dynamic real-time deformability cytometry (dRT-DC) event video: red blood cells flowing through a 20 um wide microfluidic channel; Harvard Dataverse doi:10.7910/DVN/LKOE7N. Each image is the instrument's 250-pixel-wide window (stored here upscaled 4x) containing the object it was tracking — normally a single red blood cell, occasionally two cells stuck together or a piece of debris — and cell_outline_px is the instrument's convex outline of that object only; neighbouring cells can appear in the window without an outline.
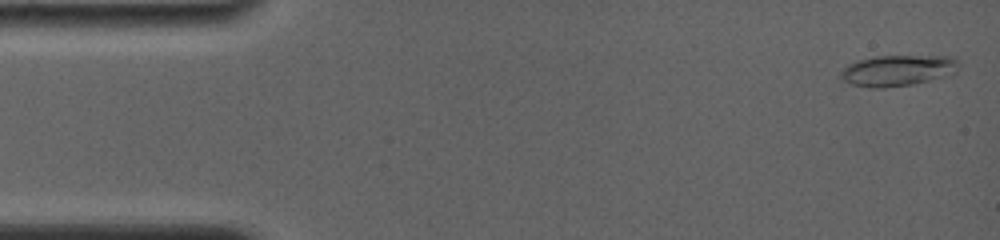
{"species": "common noctule bat (a hibernating species)", "species_latin": "Nyctalus noctula", "temperature_condition": "room temperature", "stored_images_in_passage": 16, "camera_frame_rate_fps": 4000, "um_per_image_px": 0.085, "animal": {"sex": "female", "body_mass_g": 19.0, "forearm_length_mm": 56.7}, "frame": {"image": 1, "passage_image": 1, "time_ms": 0.0, "image_size_px": [1000, 240], "cell_outline_px": [[960, 64], [952, 72], [944, 76], [912, 84], [884, 88], [868, 88], [852, 84], [844, 80], [840, 76], [840, 72], [848, 64], [856, 60], [876, 56], [952, 56]], "centroid_in_image_um": [76.24, 5.98], "position_along_channel_um": 8.8, "area_um2": 21.1}}
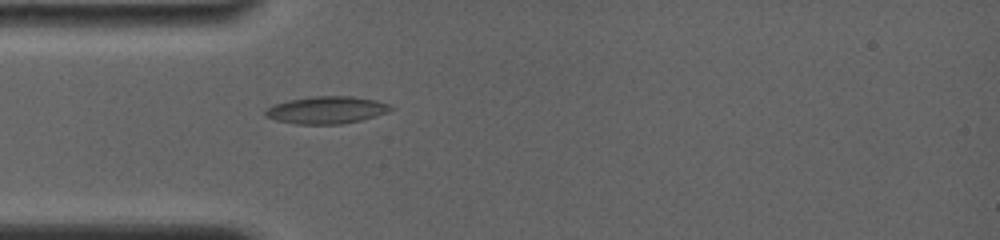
{"frame": {"image": 2, "passage_image": 11, "time_ms": 4.25, "image_size_px": [1000, 240], "cell_outline_px": [[396, 108], [376, 116], [360, 120], [340, 124], [296, 124], [276, 120], [264, 116], [264, 112], [272, 104], [288, 100], [312, 96], [352, 96], [376, 100], [388, 104]], "centroid_in_image_um": [27.74, 9.34], "position_along_channel_um": 57.3, "area_um2": 20.0}}
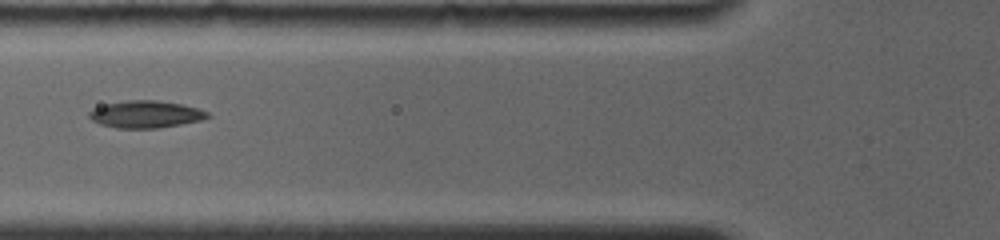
{"frame": {"image": 3, "passage_image": 15, "time_ms": 5.75, "image_size_px": [1000, 240], "cell_outline_px": [[212, 116], [200, 120], [180, 124], [156, 128], [116, 128], [100, 124], [92, 120], [88, 116], [88, 112], [92, 108], [104, 104], [128, 100], [156, 100], [180, 104], [196, 108], [208, 112]], "centroid_in_image_um": [12.33, 9.71], "position_along_channel_um": 113.5, "area_um2": 18.67}}